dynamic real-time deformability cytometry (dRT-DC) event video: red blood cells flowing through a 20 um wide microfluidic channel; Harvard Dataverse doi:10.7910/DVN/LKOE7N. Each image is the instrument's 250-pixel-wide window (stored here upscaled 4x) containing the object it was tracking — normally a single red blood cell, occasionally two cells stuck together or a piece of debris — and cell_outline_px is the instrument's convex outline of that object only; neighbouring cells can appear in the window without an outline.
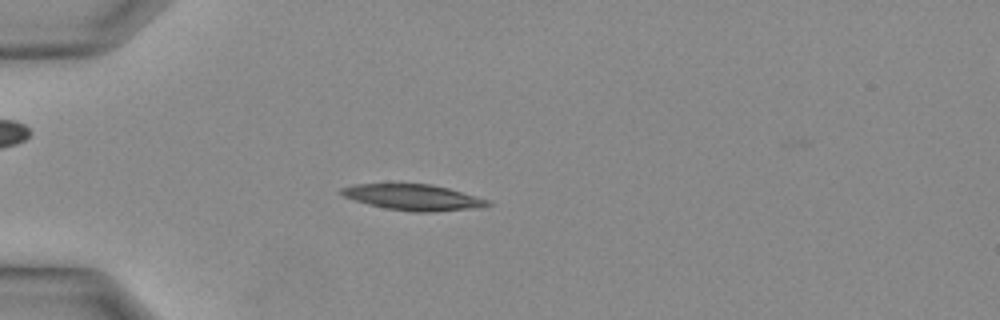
{"species": "Egyptian fruit bat (a non-hibernating species)", "species_latin": "Rousettus aegyptiacus", "temperature_condition": "warm", "stored_images_in_passage": 7, "camera_frame_rate_fps": 3000, "um_per_image_px": 0.085, "animal": {"sex": "female"}, "frame": {"image": 1, "passage_image": 3, "time_ms": 0.667, "image_size_px": [1000, 320], "cell_outline_px": [[492, 204], [468, 208], [432, 212], [412, 212], [384, 208], [368, 204], [344, 196], [340, 192], [340, 188], [356, 184], [432, 184], [448, 188], [488, 200]], "centroid_in_image_um": [35.06, 16.76], "position_along_channel_um": 49.9, "area_um2": 21.62}}
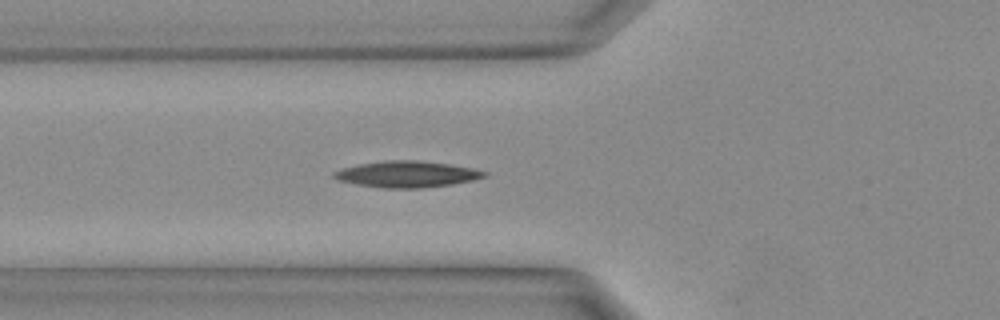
{"frame": {"image": 2, "passage_image": 6, "time_ms": 1.667, "image_size_px": [1000, 320], "cell_outline_px": [[488, 176], [472, 180], [452, 184], [420, 188], [384, 188], [356, 184], [340, 180], [332, 176], [332, 172], [340, 168], [360, 164], [384, 160], [416, 160], [452, 164], [472, 168], [488, 172]], "centroid_in_image_um": [34.59, 14.8], "position_along_channel_um": 91.2, "area_um2": 23.06}}